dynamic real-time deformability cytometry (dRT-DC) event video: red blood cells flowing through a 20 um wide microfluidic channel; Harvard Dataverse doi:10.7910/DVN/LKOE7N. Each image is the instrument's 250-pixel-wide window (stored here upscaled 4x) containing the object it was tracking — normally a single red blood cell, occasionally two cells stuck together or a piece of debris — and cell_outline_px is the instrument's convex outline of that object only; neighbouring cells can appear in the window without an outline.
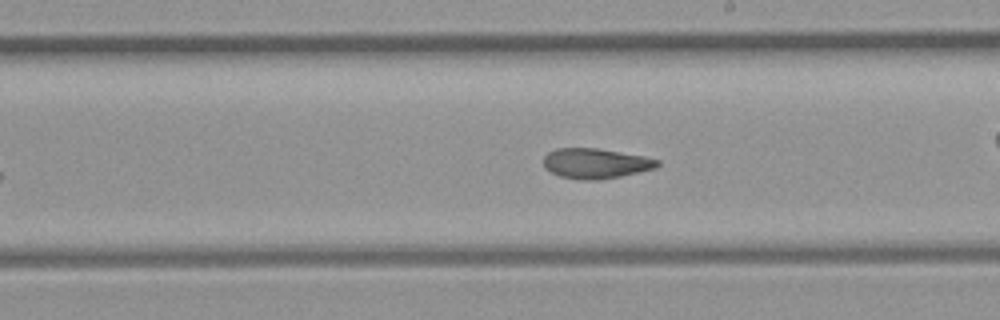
{"species": "common noctule bat (a hibernating species)", "species_latin": "Nyctalus noctula", "temperature_condition": "room temperature", "stored_images_in_passage": 38, "camera_frame_rate_fps": 3000, "um_per_image_px": 0.085, "animal": {"sex": "female", "body_mass_g": 21.9}, "frame": {"image": 1, "passage_image": 22, "time_ms": 7.0, "image_size_px": [1000, 320], "cell_outline_px": [[660, 164], [656, 168], [620, 176], [600, 180], [580, 180], [560, 176], [544, 168], [544, 156], [548, 152], [556, 148], [596, 148], [644, 156], [660, 160]], "centroid_in_image_um": [50.62, 13.89], "position_along_channel_um": 238.4, "area_um2": 20.0}}